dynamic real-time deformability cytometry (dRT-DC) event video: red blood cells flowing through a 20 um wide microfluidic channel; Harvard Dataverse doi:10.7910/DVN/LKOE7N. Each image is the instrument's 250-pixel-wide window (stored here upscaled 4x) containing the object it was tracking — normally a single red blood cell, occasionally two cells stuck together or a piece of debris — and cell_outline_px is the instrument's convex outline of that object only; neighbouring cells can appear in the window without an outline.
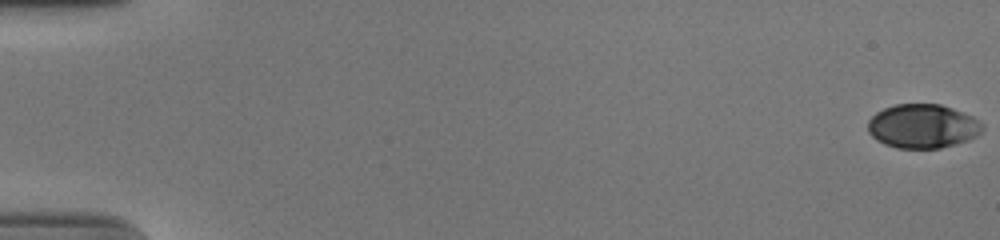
{"species": "human", "species_latin": "Homo sapiens", "temperature_condition": "cold", "stored_images_in_passage": 20, "camera_frame_rate_fps": 3000, "um_per_image_px": 0.085, "donor": {"sex": "male"}, "frame": {"image": 1, "passage_image": 1, "time_ms": 0.0, "image_size_px": [1000, 240], "cell_outline_px": [[984, 128], [976, 136], [968, 140], [940, 148], [896, 148], [884, 144], [876, 140], [868, 132], [868, 120], [876, 112], [884, 108], [896, 104], [940, 104], [952, 108], [972, 116], [984, 124]], "centroid_in_image_um": [78.41, 10.72], "position_along_channel_um": 6.6, "area_um2": 29.42}}